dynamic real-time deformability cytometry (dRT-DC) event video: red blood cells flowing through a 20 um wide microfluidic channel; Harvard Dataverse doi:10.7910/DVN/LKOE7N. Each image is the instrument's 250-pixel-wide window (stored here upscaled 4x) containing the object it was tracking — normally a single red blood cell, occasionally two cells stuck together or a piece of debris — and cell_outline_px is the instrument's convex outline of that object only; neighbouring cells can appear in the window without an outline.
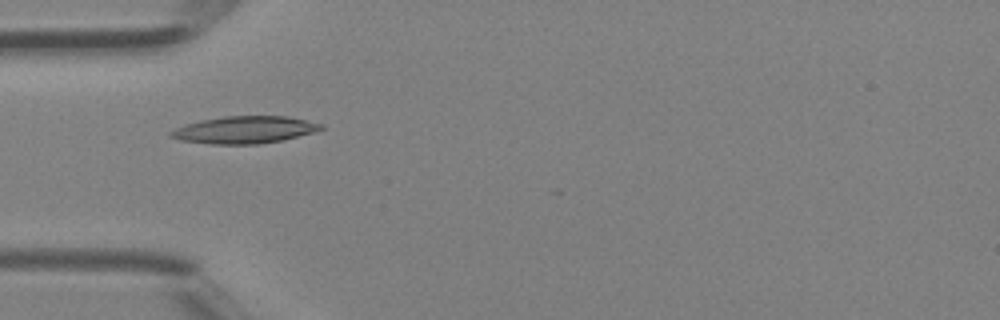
{"species": "Egyptian fruit bat (a non-hibernating species)", "species_latin": "Rousettus aegyptiacus", "temperature_condition": "room temperature", "stored_images_in_passage": 42, "camera_frame_rate_fps": 3000, "um_per_image_px": 0.085, "animal": {"sex": "female"}, "frame": {"image": 1, "passage_image": 14, "time_ms": 4.333, "image_size_px": [1000, 320], "cell_outline_px": [[324, 128], [312, 132], [280, 140], [260, 144], [212, 144], [180, 140], [168, 136], [168, 132], [184, 124], [200, 120], [224, 116], [288, 116], [324, 124]], "centroid_in_image_um": [20.74, 11.03], "position_along_channel_um": 64.3, "area_um2": 23.76}}
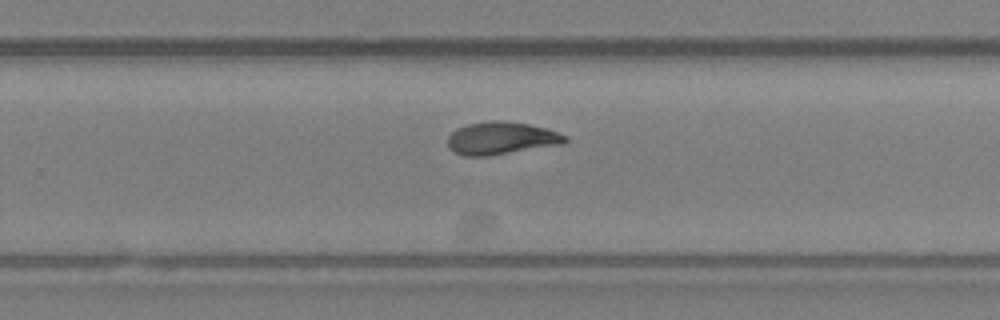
{"frame": {"image": 2, "passage_image": 28, "time_ms": 9.0, "image_size_px": [1000, 320], "cell_outline_px": [[568, 140], [564, 144], [488, 156], [464, 156], [452, 152], [448, 148], [448, 136], [456, 128], [468, 124], [492, 120], [504, 120], [528, 124], [548, 128], [568, 136]], "centroid_in_image_um": [42.61, 11.75], "position_along_channel_um": 287.2, "area_um2": 22.66}}
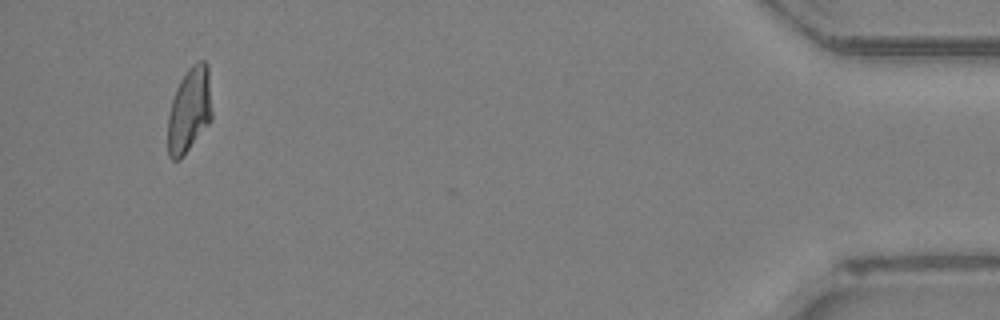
{"frame": {"image": 3, "passage_image": 41, "time_ms": 13.333, "image_size_px": [1000, 320], "cell_outline_px": [[212, 120], [180, 160], [172, 160], [168, 156], [168, 116], [172, 100], [176, 88], [180, 80], [188, 68], [192, 64], [200, 60], [204, 60], [208, 64], [212, 112]], "centroid_in_image_um": [16.1, 9.35], "position_along_channel_um": 419.1, "area_um2": 22.08}}